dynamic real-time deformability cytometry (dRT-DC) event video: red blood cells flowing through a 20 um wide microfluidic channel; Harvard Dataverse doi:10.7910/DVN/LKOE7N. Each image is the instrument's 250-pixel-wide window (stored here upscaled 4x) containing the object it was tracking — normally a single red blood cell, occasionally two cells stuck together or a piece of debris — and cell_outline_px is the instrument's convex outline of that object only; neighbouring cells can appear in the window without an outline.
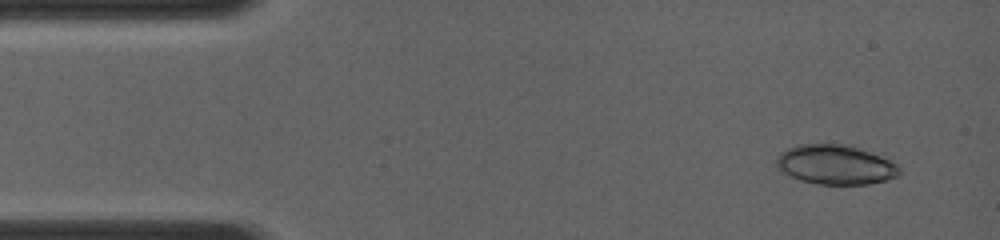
{"species": "common noctule bat (a hibernating species)", "species_latin": "Nyctalus noctula", "temperature_condition": "room temperature", "stored_images_in_passage": 7, "camera_frame_rate_fps": 4000, "um_per_image_px": 0.085, "animal": {"sex": "female", "body_mass_g": 19.0, "forearm_length_mm": 56.7}, "frame": {"image": 1, "passage_image": 1, "time_ms": 0.0, "image_size_px": [1000, 240], "cell_outline_px": [[900, 176], [888, 180], [868, 184], [816, 184], [800, 180], [780, 172], [776, 168], [776, 156], [780, 152], [788, 148], [800, 144], [844, 144], [880, 156], [896, 164], [900, 168]], "centroid_in_image_um": [70.97, 14.01], "position_along_channel_um": 14.0, "area_um2": 28.38}}